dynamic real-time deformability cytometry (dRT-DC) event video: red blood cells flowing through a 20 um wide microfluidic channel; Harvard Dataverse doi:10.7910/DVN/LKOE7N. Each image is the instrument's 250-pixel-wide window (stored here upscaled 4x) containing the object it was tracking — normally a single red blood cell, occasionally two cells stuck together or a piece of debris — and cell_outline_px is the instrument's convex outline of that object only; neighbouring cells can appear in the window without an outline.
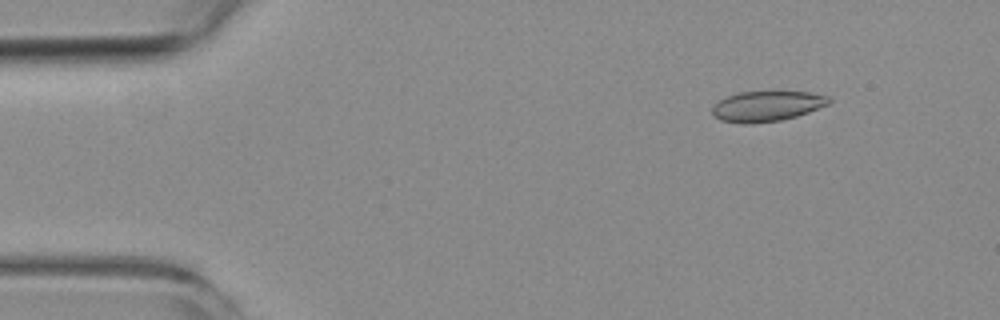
{"species": "common noctule bat (a hibernating species)", "species_latin": "Nyctalus noctula", "temperature_condition": "room temperature", "stored_images_in_passage": 5, "camera_frame_rate_fps": 3000, "um_per_image_px": 0.085, "animal": {"sex": "female", "body_mass_g": 19.3, "forearm_length_mm": 54.1}, "frame": {"image": 1, "passage_image": 2, "time_ms": 1.333, "image_size_px": [1000, 320], "cell_outline_px": [[832, 100], [828, 104], [808, 112], [796, 116], [780, 120], [752, 124], [740, 124], [720, 120], [712, 116], [712, 108], [720, 100], [728, 96], [740, 92], [808, 92], [828, 96]], "centroid_in_image_um": [65.16, 9.04], "position_along_channel_um": 19.8, "area_um2": 20.52}}
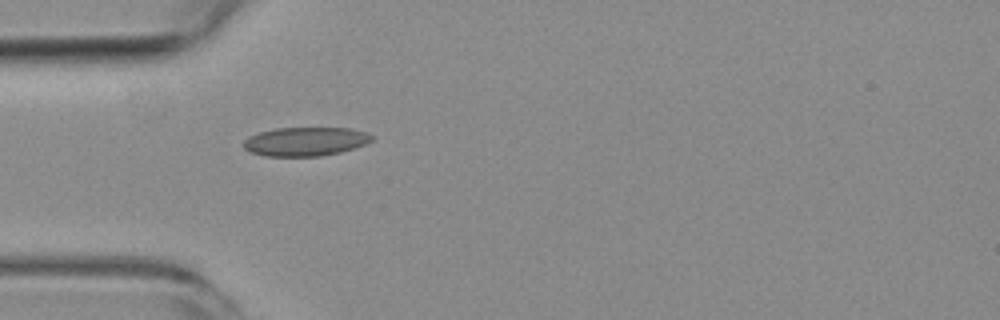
{"frame": {"image": 2, "passage_image": 5, "time_ms": 4.667, "image_size_px": [1000, 320], "cell_outline_px": [[372, 140], [364, 144], [340, 152], [320, 156], [264, 156], [248, 152], [244, 148], [244, 140], [248, 136], [260, 132], [276, 128], [352, 128], [364, 132], [372, 136]], "centroid_in_image_um": [25.9, 12.03], "position_along_channel_um": 59.1, "area_um2": 21.44}}